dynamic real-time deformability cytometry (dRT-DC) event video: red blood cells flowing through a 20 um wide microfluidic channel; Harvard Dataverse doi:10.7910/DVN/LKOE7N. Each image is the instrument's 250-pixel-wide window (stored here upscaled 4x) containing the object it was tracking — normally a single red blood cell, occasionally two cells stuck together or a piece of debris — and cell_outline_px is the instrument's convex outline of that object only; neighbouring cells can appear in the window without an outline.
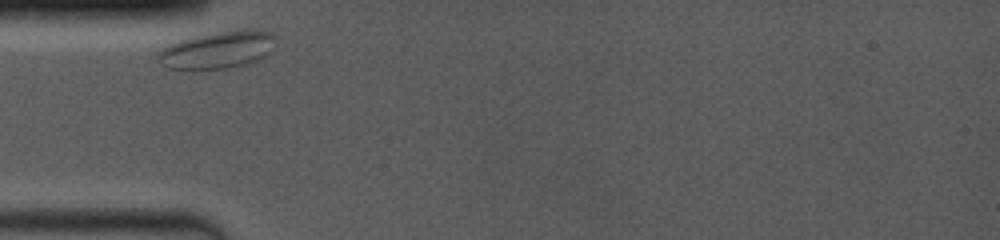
{"species": "common noctule bat (a hibernating species)", "species_latin": "Nyctalus noctula", "temperature_condition": "room temperature", "stored_images_in_passage": 2, "camera_frame_rate_fps": 4000, "um_per_image_px": 0.085, "animal": {"sex": "female", "body_mass_g": 19.0, "forearm_length_mm": 53.3}, "frame": {"image": 1, "passage_image": 1, "time_ms": 0.0, "image_size_px": [1000, 240], "cell_outline_px": [[276, 36], [268, 52], [264, 56], [256, 60], [244, 64], [228, 68], [192, 72], [188, 72], [168, 68], [160, 64], [156, 60], [156, 52], [160, 48], [168, 44], [180, 40], [196, 36], [220, 32], [256, 28], [272, 32]], "centroid_in_image_um": [18.38, 4.28], "position_along_channel_um": 66.6, "area_um2": 26.18}}
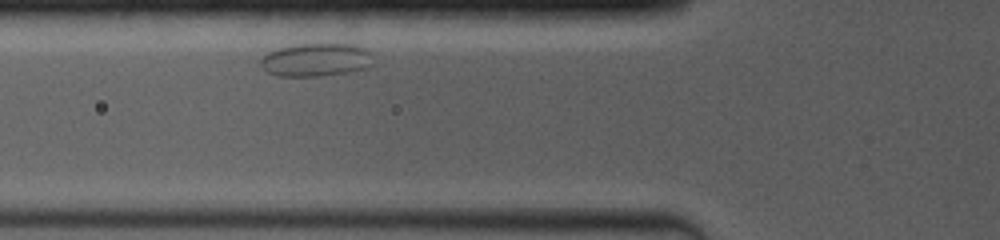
{"frame": {"image": 2, "passage_image": 2, "time_ms": 1.0, "image_size_px": [1000, 240], "cell_outline_px": [[372, 64], [368, 68], [348, 72], [320, 76], [276, 76], [268, 72], [260, 64], [260, 60], [268, 52], [276, 48], [296, 44], [356, 44], [368, 48]], "centroid_in_image_um": [26.87, 5.08], "position_along_channel_um": 98.9, "area_um2": 21.91}}